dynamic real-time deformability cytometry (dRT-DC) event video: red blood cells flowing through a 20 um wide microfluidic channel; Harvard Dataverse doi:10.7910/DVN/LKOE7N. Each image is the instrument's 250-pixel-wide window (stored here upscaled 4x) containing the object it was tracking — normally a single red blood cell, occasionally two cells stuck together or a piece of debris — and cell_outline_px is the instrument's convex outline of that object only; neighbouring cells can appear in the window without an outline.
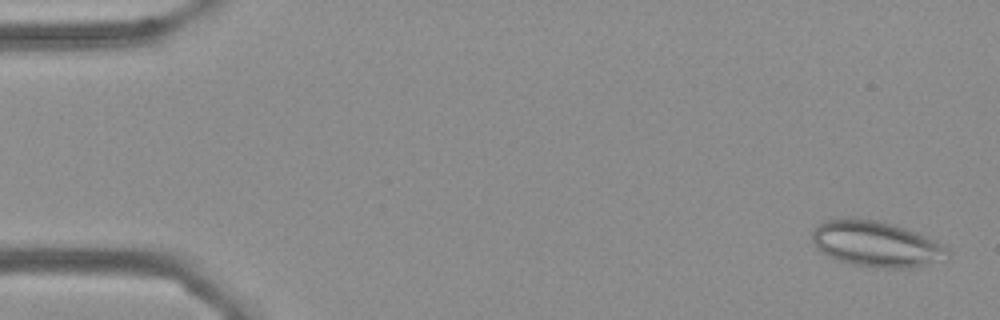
{"species": "Egyptian fruit bat (a non-hibernating species)", "species_latin": "Rousettus aegyptiacus", "temperature_condition": "cold", "stored_images_in_passage": 55, "camera_frame_rate_fps": 3000, "um_per_image_px": 0.085, "frame": {"image": 1, "passage_image": 2, "time_ms": 0.333, "image_size_px": [1000, 320], "cell_outline_px": [[952, 252], [944, 260], [912, 268], [876, 268], [852, 264], [840, 260], [820, 252], [812, 240], [812, 228], [824, 220], [852, 216], [880, 220], [904, 228], [936, 240], [944, 244]], "centroid_in_image_um": [74.48, 20.72], "position_along_channel_um": 10.5, "area_um2": 36.7}}
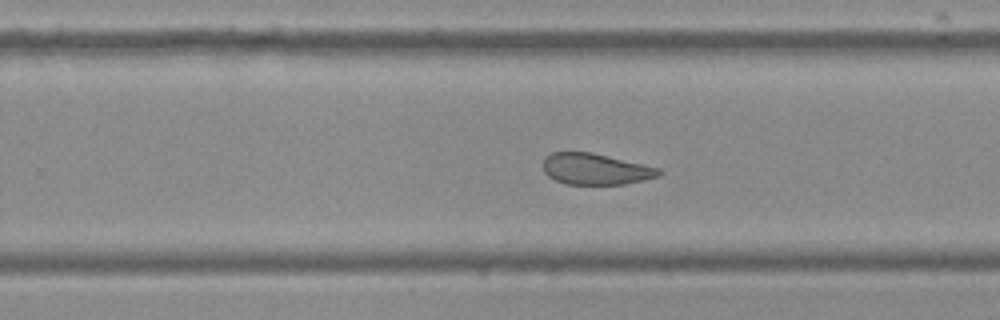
{"frame": {"image": 2, "passage_image": 35, "time_ms": 11.333, "image_size_px": [1000, 320], "cell_outline_px": [[660, 172], [656, 176], [644, 180], [624, 184], [568, 184], [556, 180], [548, 176], [544, 172], [544, 156], [552, 152], [592, 152], [660, 168]], "centroid_in_image_um": [50.59, 14.36], "position_along_channel_um": 279.2, "area_um2": 20.87}}
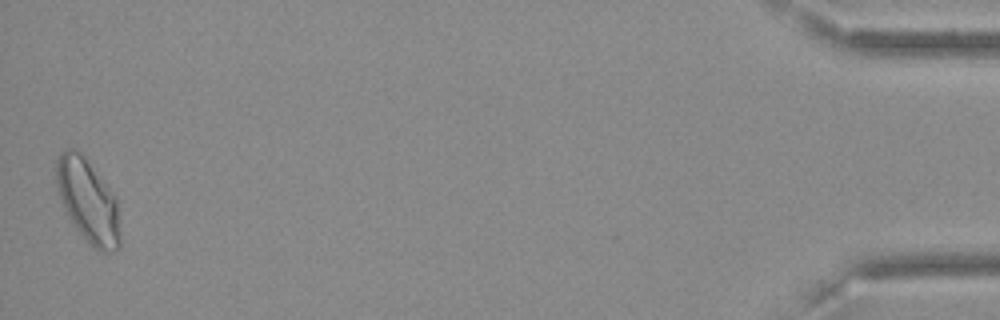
{"frame": {"image": 3, "passage_image": 55, "time_ms": 18.0, "image_size_px": [1000, 320], "cell_outline_px": [[120, 244], [112, 252], [100, 252], [92, 248], [72, 224], [64, 208], [56, 184], [56, 160], [60, 152], [64, 148], [76, 148], [84, 156], [116, 196], [120, 236]], "centroid_in_image_um": [7.46, 17.07], "position_along_channel_um": 427.7, "area_um2": 31.15}, "authors_computed_cell_mechanics": {"area_um2": 25.3742, "velocity_mm_per_s": 3.6069, "shape_relaxation_time_tau1_ms": null, "shape_relaxation_time_tau2_ms": 1.8918, "deformation_change_tau1": null, "deformation_change_tau2": 0.0817}}